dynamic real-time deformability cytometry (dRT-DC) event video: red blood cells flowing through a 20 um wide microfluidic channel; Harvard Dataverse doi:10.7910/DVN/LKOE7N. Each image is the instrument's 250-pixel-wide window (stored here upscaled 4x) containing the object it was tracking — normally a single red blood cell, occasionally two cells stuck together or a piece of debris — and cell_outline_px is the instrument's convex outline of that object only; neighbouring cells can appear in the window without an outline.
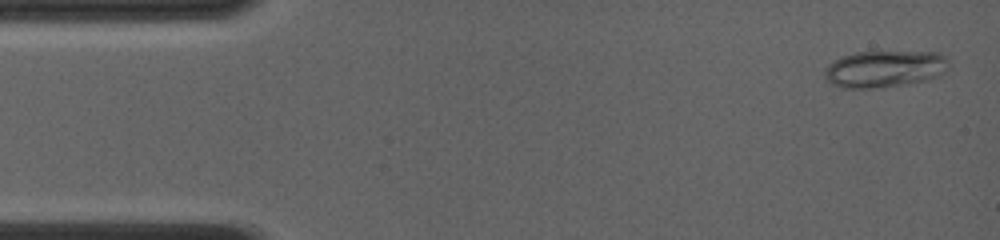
{"species": "common noctule bat (a hibernating species)", "species_latin": "Nyctalus noctula", "temperature_condition": "room temperature", "stored_images_in_passage": 60, "segment_of_instrument_passage": [1, 2], "camera_frame_rate_fps": 4000, "um_per_image_px": 0.085, "animal": {"sex": "female", "body_mass_g": 19.0, "forearm_length_mm": 56.7}, "frame": {"image": 1, "passage_image": 2, "time_ms": 0.25, "image_size_px": [1000, 240], "cell_outline_px": [[948, 64], [940, 76], [928, 80], [904, 84], [872, 88], [844, 88], [832, 84], [824, 76], [824, 72], [828, 64], [840, 56], [856, 52], [940, 52], [948, 56]], "centroid_in_image_um": [75.2, 5.85], "position_along_channel_um": 9.8, "area_um2": 26.7}}
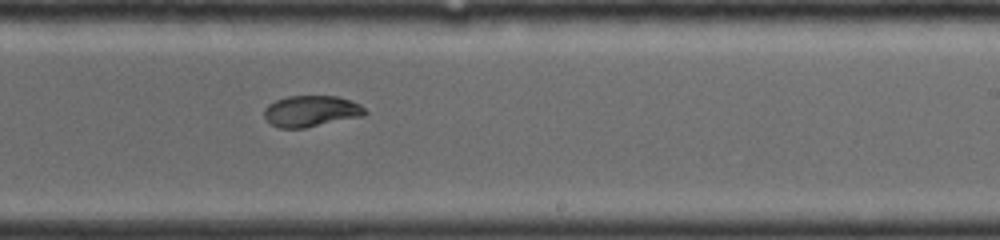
{"frame": {"image": 2, "passage_image": 37, "time_ms": 9.0, "image_size_px": [1000, 240], "cell_outline_px": [[368, 112], [364, 116], [304, 128], [280, 128], [272, 124], [264, 116], [264, 108], [268, 104], [276, 100], [288, 96], [336, 96], [360, 104]], "centroid_in_image_um": [26.45, 9.45], "position_along_channel_um": 262.6, "area_um2": 18.26}}
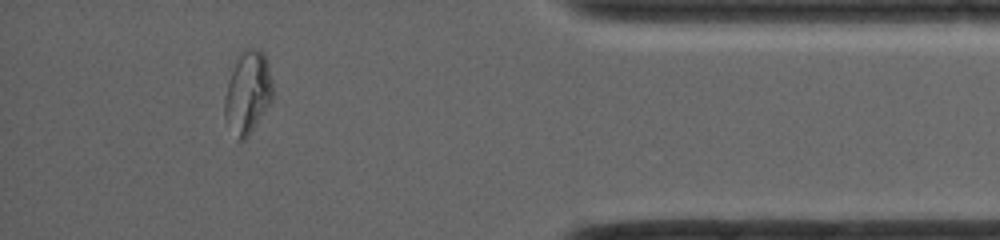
{"frame": {"image": 3, "passage_image": 54, "time_ms": 13.25, "image_size_px": [1000, 240], "cell_outline_px": [[272, 100], [248, 136], [244, 140], [236, 140], [224, 116], [224, 96], [228, 80], [244, 48], [260, 48], [264, 52], [268, 64], [272, 84]], "centroid_in_image_um": [21.05, 7.87], "position_along_channel_um": 414.1, "area_um2": 22.89}}